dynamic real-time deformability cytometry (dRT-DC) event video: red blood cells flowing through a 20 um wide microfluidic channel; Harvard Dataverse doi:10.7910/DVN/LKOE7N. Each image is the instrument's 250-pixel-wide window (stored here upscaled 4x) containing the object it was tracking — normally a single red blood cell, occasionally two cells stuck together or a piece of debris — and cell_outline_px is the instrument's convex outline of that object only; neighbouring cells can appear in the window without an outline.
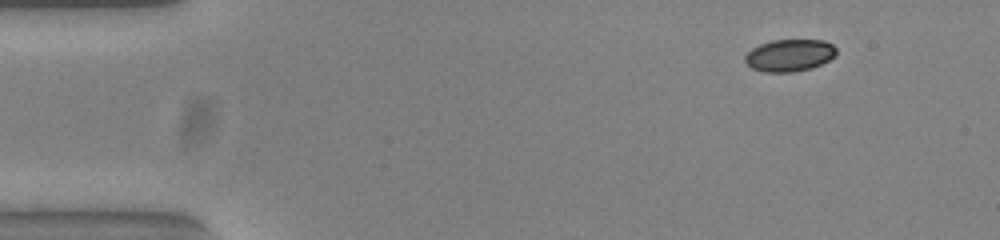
{"species": "common noctule bat (a hibernating species)", "species_latin": "Nyctalus noctula", "temperature_condition": "warm", "stored_images_in_passage": 49, "camera_frame_rate_fps": 3000, "um_per_image_px": 0.085, "animal": {"sex": "female", "body_mass_g": 23.0, "forearm_length_mm": 53.4}, "frame": {"image": 1, "passage_image": 1, "time_ms": 0.0, "image_size_px": [1000, 240], "cell_outline_px": [[836, 56], [812, 68], [792, 72], [764, 72], [752, 68], [744, 60], [744, 56], [752, 48], [760, 44], [772, 40], [824, 40], [832, 44], [836, 48]], "centroid_in_image_um": [67.11, 4.7], "position_along_channel_um": 17.9, "area_um2": 17.11}}
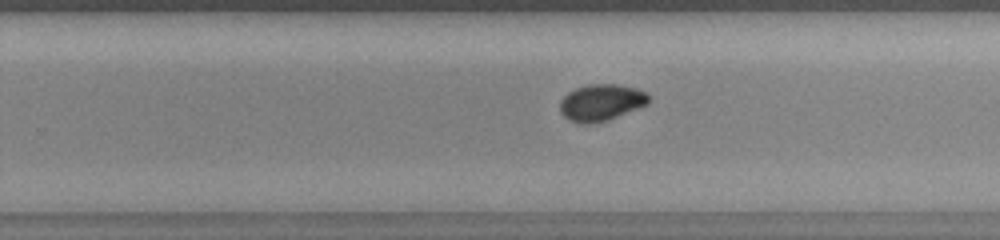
{"frame": {"image": 2, "passage_image": 29, "time_ms": 9.333, "image_size_px": [1000, 240], "cell_outline_px": [[648, 104], [616, 116], [604, 120], [588, 124], [580, 124], [568, 120], [560, 112], [560, 100], [568, 92], [576, 88], [588, 84], [616, 84], [636, 88], [648, 92]], "centroid_in_image_um": [51.07, 8.7], "position_along_channel_um": 278.7, "area_um2": 18.79}}
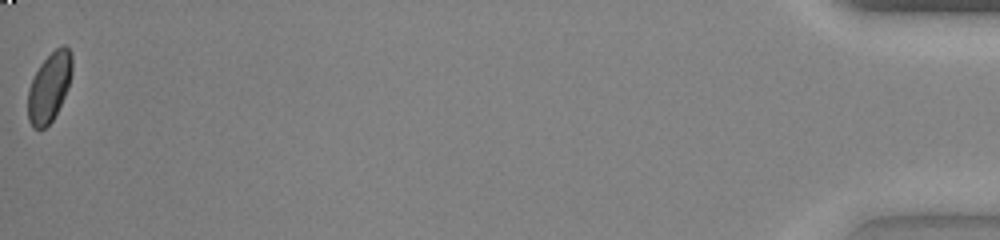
{"frame": {"image": 3, "passage_image": 49, "time_ms": 16.0, "image_size_px": [1000, 240], "cell_outline_px": [[72, 72], [68, 88], [52, 120], [44, 128], [32, 128], [28, 120], [28, 88], [40, 64], [56, 48], [64, 44], [72, 52]], "centroid_in_image_um": [4.19, 7.39], "position_along_channel_um": 431.0, "area_um2": 17.69}, "authors_computed_cell_mechanics": {"area_um2": 18.6116, "velocity_mm_per_s": 3.8255, "shape_relaxation_time_tau1_ms": 6.4919, "shape_relaxation_time_tau2_ms": 1.5884, "deformation_change_tau1": 0.1362, "deformation_change_tau2": 0.0369}}